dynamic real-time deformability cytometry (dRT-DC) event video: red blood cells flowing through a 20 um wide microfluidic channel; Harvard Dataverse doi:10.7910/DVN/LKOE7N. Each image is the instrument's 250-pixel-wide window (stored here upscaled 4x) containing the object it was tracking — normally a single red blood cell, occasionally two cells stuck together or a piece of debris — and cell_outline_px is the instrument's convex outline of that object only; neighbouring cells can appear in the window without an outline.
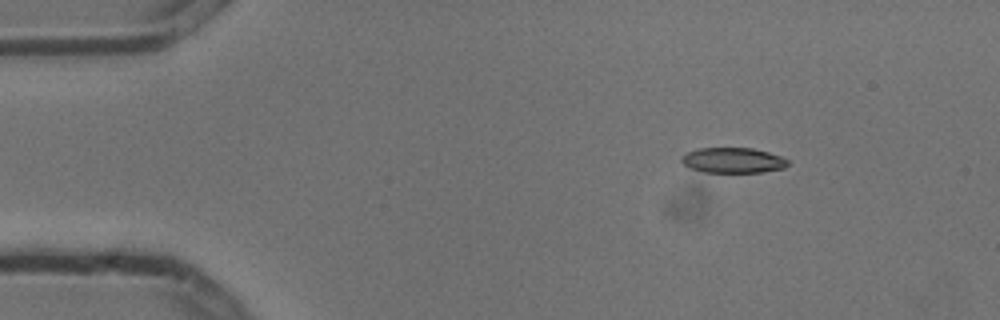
{"species": "common noctule bat (a hibernating species)", "species_latin": "Nyctalus noctula", "temperature_condition": "cold", "stored_images_in_passage": 3, "camera_frame_rate_fps": 3000, "um_per_image_px": 0.085, "animal": {"sex": "male", "body_mass_g": 13.3}, "frame": {"image": 1, "passage_image": 1, "time_ms": 0.0, "image_size_px": [1000, 320], "cell_outline_px": [[788, 164], [784, 168], [760, 172], [704, 172], [688, 168], [680, 160], [680, 156], [688, 152], [700, 148], [752, 148], [768, 152], [780, 156], [788, 160]], "centroid_in_image_um": [62.27, 13.63], "position_along_channel_um": 22.7, "area_um2": 15.66}}